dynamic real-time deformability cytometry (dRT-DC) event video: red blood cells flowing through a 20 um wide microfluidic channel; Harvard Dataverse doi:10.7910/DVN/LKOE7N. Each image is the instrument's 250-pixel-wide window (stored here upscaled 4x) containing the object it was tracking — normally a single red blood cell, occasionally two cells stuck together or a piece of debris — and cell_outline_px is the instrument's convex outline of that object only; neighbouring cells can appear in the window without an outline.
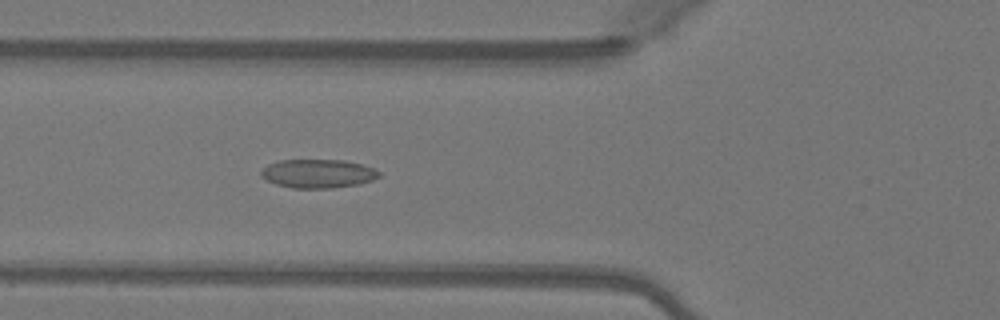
{"species": "Egyptian fruit bat (a non-hibernating species)", "species_latin": "Rousettus aegyptiacus", "temperature_condition": "warm", "stored_images_in_passage": 37, "camera_frame_rate_fps": 3000, "um_per_image_px": 0.085, "animal": {"sex": "female"}, "frame": {"image": 1, "passage_image": 6, "time_ms": 1.667, "image_size_px": [1000, 320], "cell_outline_px": [[380, 176], [372, 180], [360, 184], [332, 188], [292, 188], [276, 184], [260, 176], [260, 172], [268, 164], [280, 160], [344, 160], [360, 164], [372, 168], [380, 172]], "centroid_in_image_um": [27.02, 14.76], "position_along_channel_um": 98.8, "area_um2": 19.65}}
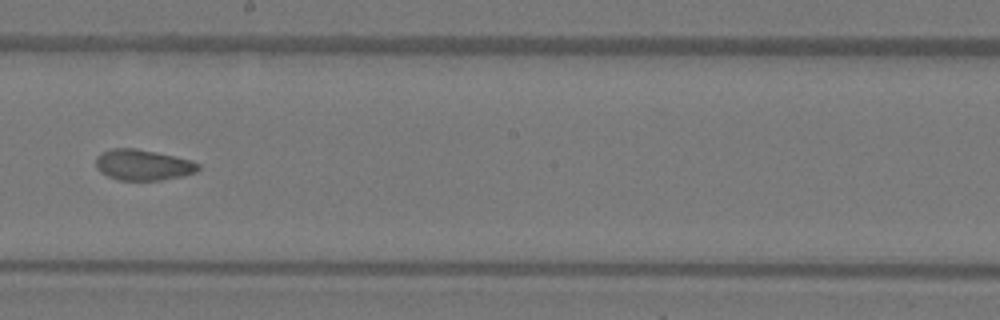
{"frame": {"image": 2, "passage_image": 16, "time_ms": 5.0, "image_size_px": [1000, 320], "cell_outline_px": [[200, 168], [196, 172], [184, 176], [160, 180], [120, 180], [108, 176], [100, 172], [96, 168], [96, 156], [100, 152], [112, 148], [136, 148], [156, 152], [192, 160], [200, 164]], "centroid_in_image_um": [12.15, 14.01], "position_along_channel_um": 236.0, "area_um2": 18.55}}
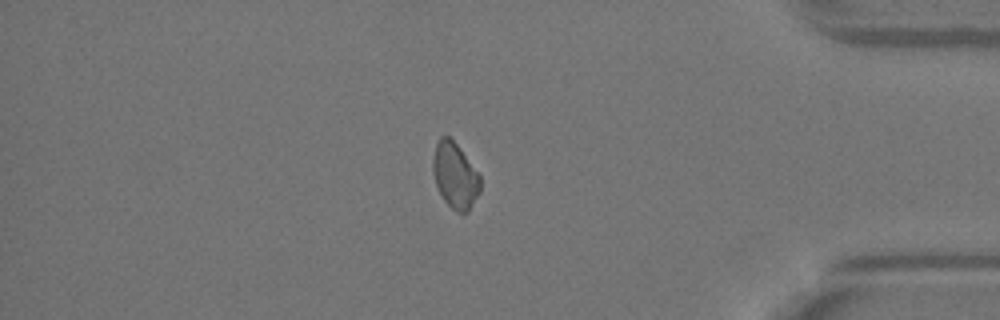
{"frame": {"image": 3, "passage_image": 30, "time_ms": 9.667, "image_size_px": [1000, 320], "cell_outline_px": [[480, 192], [468, 212], [456, 212], [444, 200], [436, 184], [432, 172], [432, 160], [436, 144], [440, 136], [448, 136], [456, 144], [480, 176]], "centroid_in_image_um": [38.66, 14.93], "position_along_channel_um": 396.5, "area_um2": 17.86}, "authors_computed_cell_mechanics": {"area_um2": 18.5538, "velocity_mm_per_s": 4.1106, "shape_relaxation_time_tau1_ms": 6.5073, "shape_relaxation_time_tau2_ms": 1.9346, "deformation_change_tau1": 0.1279, "deformation_change_tau2": 0.058}}